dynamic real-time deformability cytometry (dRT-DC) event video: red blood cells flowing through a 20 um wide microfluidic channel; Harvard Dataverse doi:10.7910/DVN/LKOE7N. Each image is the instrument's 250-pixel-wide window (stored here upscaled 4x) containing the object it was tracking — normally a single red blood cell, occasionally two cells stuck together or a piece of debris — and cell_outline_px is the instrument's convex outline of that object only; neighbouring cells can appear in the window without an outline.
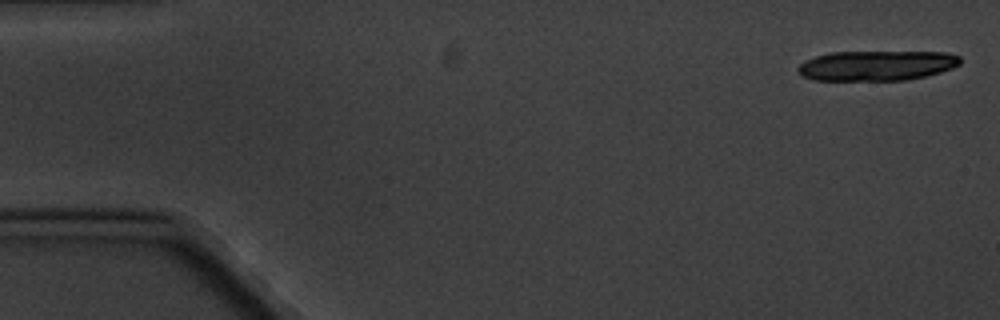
{"species": "common noctule bat (a hibernating species)", "species_latin": "Nyctalus noctula", "temperature_condition": "cold", "stored_images_in_passage": 9, "camera_frame_rate_fps": 3000, "um_per_image_px": 0.085, "animal": {"sex": "male", "body_mass_g": 20.1, "forearm_length_mm": 53.5}, "frame": {"image": 1, "passage_image": 1, "time_ms": 0.0, "image_size_px": [1000, 320], "cell_outline_px": [[960, 64], [952, 68], [940, 72], [924, 76], [904, 80], [812, 80], [800, 76], [796, 68], [804, 60], [816, 56], [832, 52], [944, 52], [960, 56]], "centroid_in_image_um": [74.47, 5.57], "position_along_channel_um": 10.5, "area_um2": 28.44}}
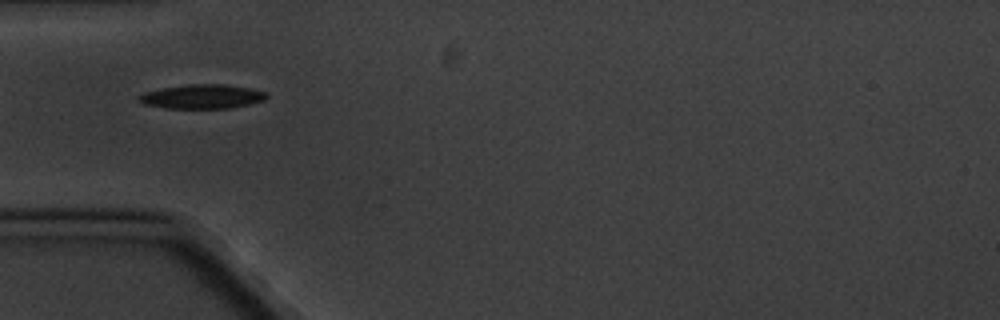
{"frame": {"image": 2, "passage_image": 6, "time_ms": 5.667, "image_size_px": [1000, 320], "cell_outline_px": [[268, 96], [264, 100], [232, 108], [164, 108], [144, 104], [136, 100], [136, 96], [144, 92], [164, 88], [188, 84], [224, 84], [248, 88], [268, 92]], "centroid_in_image_um": [17.15, 8.21], "position_along_channel_um": 67.8, "area_um2": 18.03}}